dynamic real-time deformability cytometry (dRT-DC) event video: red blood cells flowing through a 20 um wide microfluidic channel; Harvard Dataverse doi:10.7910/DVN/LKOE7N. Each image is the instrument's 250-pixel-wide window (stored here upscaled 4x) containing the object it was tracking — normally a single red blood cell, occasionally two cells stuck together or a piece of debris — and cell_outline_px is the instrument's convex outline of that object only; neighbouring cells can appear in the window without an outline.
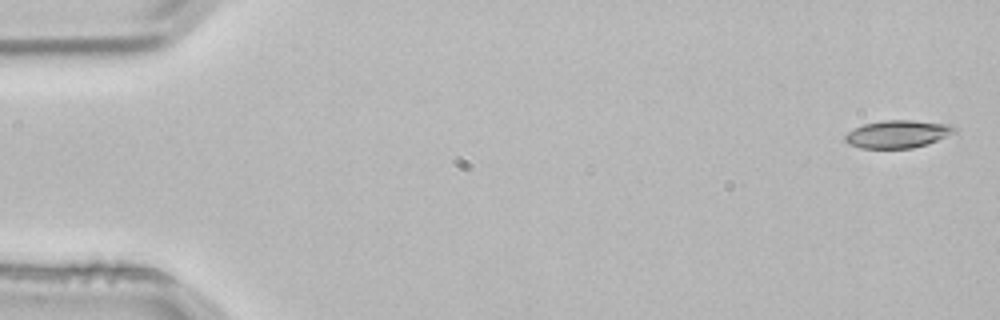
{"species": "common noctule bat (a hibernating species)", "species_latin": "Nyctalus noctula", "temperature_condition": "room temperature", "stored_images_in_passage": 3, "camera_frame_rate_fps": 3000, "um_per_image_px": 0.085, "animal": {"sex": "male", "body_mass_g": 21.5, "forearm_length_mm": 52.0}, "frame": {"image": 1, "passage_image": 1, "time_ms": 0.0, "image_size_px": [1000, 320], "cell_outline_px": [[956, 132], [928, 144], [912, 148], [860, 148], [848, 144], [844, 140], [844, 136], [848, 132], [864, 124], [884, 120], [912, 120], [952, 124], [956, 128]], "centroid_in_image_um": [76.32, 11.39], "position_along_channel_um": 8.7, "area_um2": 17.69}}
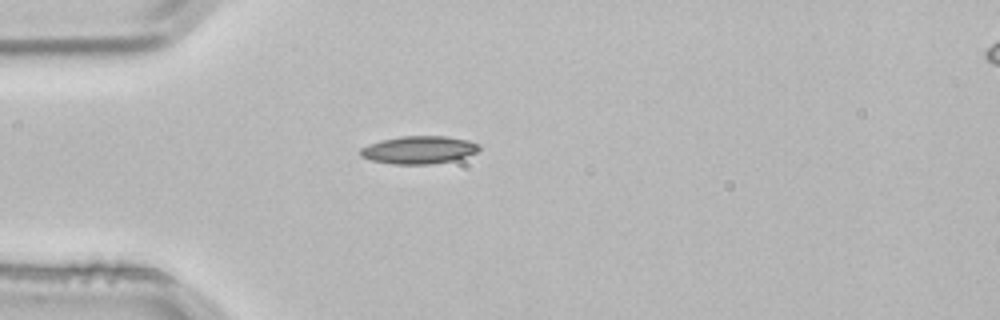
{"frame": {"image": 2, "passage_image": 3, "time_ms": 0.667, "image_size_px": [1000, 320], "cell_outline_px": [[480, 148], [476, 152], [468, 156], [452, 160], [432, 164], [392, 164], [372, 160], [360, 156], [360, 148], [368, 144], [380, 140], [400, 136], [448, 136], [468, 140], [480, 144]], "centroid_in_image_um": [35.6, 12.73], "position_along_channel_um": 49.4, "area_um2": 19.31}}